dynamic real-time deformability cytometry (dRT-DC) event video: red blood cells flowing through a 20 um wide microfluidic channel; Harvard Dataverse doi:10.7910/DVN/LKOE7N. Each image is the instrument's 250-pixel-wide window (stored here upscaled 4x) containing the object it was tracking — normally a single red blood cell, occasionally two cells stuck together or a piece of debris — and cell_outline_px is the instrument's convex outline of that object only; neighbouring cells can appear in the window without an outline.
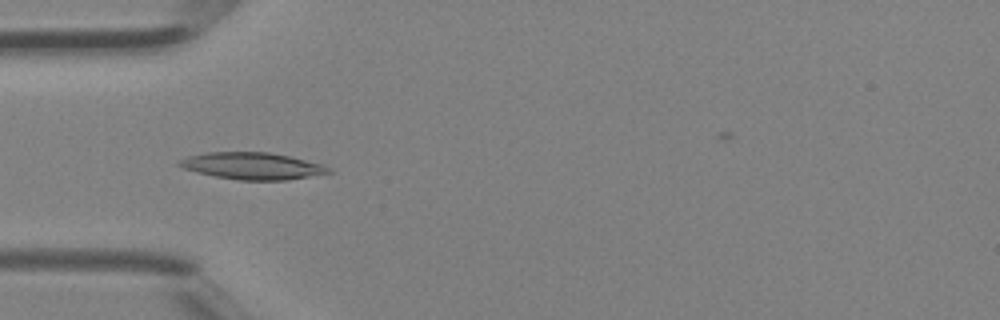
{"species": "Egyptian fruit bat (a non-hibernating species)", "species_latin": "Rousettus aegyptiacus", "temperature_condition": "room temperature", "stored_images_in_passage": 41, "camera_frame_rate_fps": 3000, "um_per_image_px": 0.085, "animal": {"sex": "female"}, "frame": {"image": 1, "passage_image": 13, "time_ms": 4.0, "image_size_px": [1000, 320], "cell_outline_px": [[336, 172], [288, 180], [240, 180], [216, 176], [196, 172], [184, 168], [176, 164], [180, 160], [188, 156], [204, 152], [268, 152], [288, 156], [324, 164], [332, 168]], "centroid_in_image_um": [21.51, 14.1], "position_along_channel_um": 63.5, "area_um2": 23.52}}
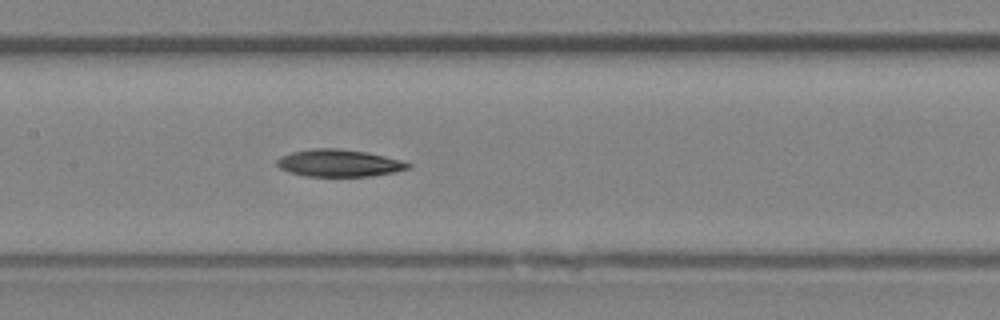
{"frame": {"image": 2, "passage_image": 20, "time_ms": 6.333, "image_size_px": [1000, 320], "cell_outline_px": [[412, 164], [408, 168], [392, 172], [368, 176], [304, 176], [288, 172], [280, 168], [276, 164], [276, 160], [280, 156], [292, 152], [312, 148], [340, 148], [368, 152], [400, 160]], "centroid_in_image_um": [28.76, 13.85], "position_along_channel_um": 178.6, "area_um2": 20.75}}
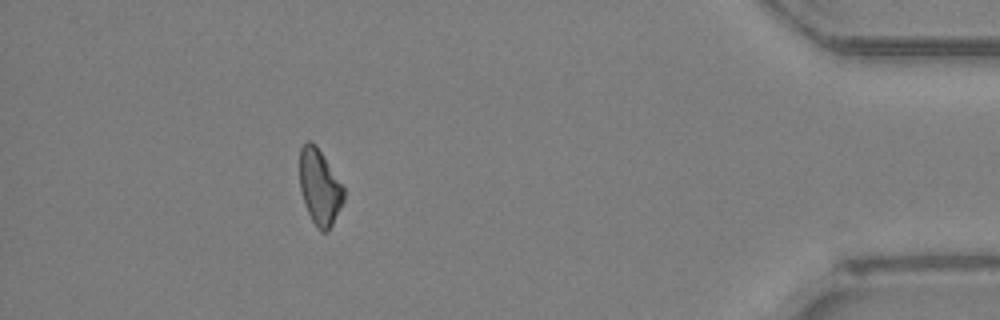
{"frame": {"image": 3, "passage_image": 37, "time_ms": 12.0, "image_size_px": [1000, 320], "cell_outline_px": [[344, 200], [328, 232], [320, 232], [316, 228], [304, 204], [300, 188], [300, 148], [308, 140], [312, 140], [316, 144], [344, 184]], "centroid_in_image_um": [27.18, 15.88], "position_along_channel_um": 408.0, "area_um2": 19.77}}